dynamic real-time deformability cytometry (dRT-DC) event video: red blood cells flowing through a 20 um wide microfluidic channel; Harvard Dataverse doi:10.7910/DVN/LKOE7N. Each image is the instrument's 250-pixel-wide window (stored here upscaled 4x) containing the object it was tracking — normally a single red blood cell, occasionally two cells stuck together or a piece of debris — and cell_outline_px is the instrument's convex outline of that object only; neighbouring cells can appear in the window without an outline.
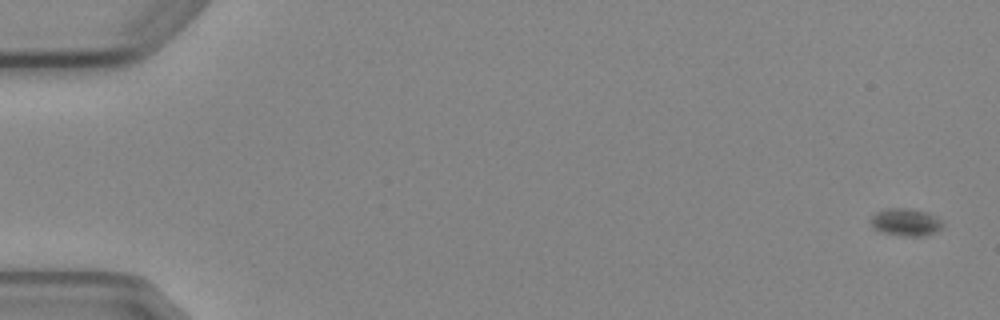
{"species": "Egyptian fruit bat (a non-hibernating species)", "species_latin": "Rousettus aegyptiacus", "temperature_condition": "cold", "stored_images_in_passage": 6, "camera_frame_rate_fps": 3000, "um_per_image_px": 0.085, "animal": {"sex": "female"}, "frame": {"image": 1, "passage_image": 1, "time_ms": 0.0, "image_size_px": [1000, 320], "cell_outline_px": [[944, 224], [936, 232], [924, 236], [900, 236], [880, 232], [872, 228], [868, 220], [876, 212], [884, 208], [908, 208], [928, 212], [936, 216]], "centroid_in_image_um": [76.94, 18.88], "position_along_channel_um": 8.1, "area_um2": 11.85}}
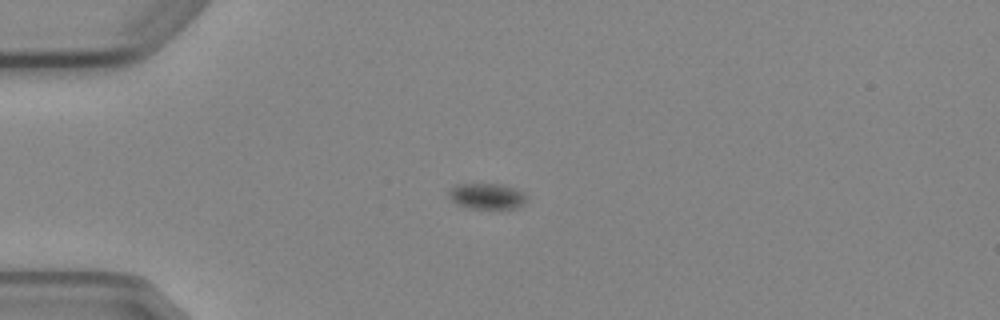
{"frame": {"image": 2, "passage_image": 5, "time_ms": 4.667, "image_size_px": [1000, 320], "cell_outline_px": [[528, 200], [524, 204], [516, 208], [468, 208], [456, 204], [448, 196], [448, 192], [452, 184], [504, 184], [516, 188], [524, 192], [528, 196]], "centroid_in_image_um": [41.4, 16.66], "position_along_channel_um": 43.6, "area_um2": 12.02}}